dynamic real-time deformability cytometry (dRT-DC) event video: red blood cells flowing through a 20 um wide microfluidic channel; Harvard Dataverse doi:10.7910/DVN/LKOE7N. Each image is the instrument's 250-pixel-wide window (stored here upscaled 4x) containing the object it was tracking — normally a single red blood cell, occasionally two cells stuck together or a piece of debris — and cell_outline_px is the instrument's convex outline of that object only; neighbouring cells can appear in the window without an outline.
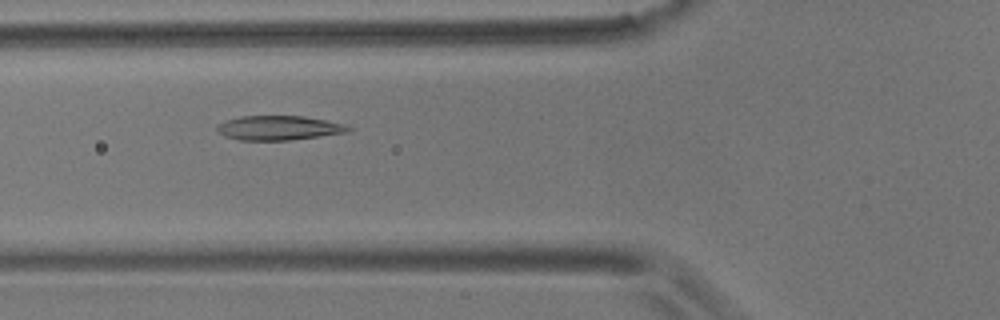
{"species": "common noctule bat (a hibernating species)", "species_latin": "Nyctalus noctula", "temperature_condition": "room temperature", "stored_images_in_passage": 7, "camera_frame_rate_fps": 3000, "um_per_image_px": 0.085, "animal": {"sex": "male", "body_mass_g": 17.9}, "frame": {"image": 1, "passage_image": 5, "time_ms": 5.333, "image_size_px": [1000, 320], "cell_outline_px": [[352, 128], [348, 132], [320, 136], [288, 140], [240, 140], [224, 136], [216, 128], [216, 124], [240, 116], [304, 116], [328, 120], [348, 124]], "centroid_in_image_um": [23.74, 10.86], "position_along_channel_um": 102.1, "area_um2": 18.73}}
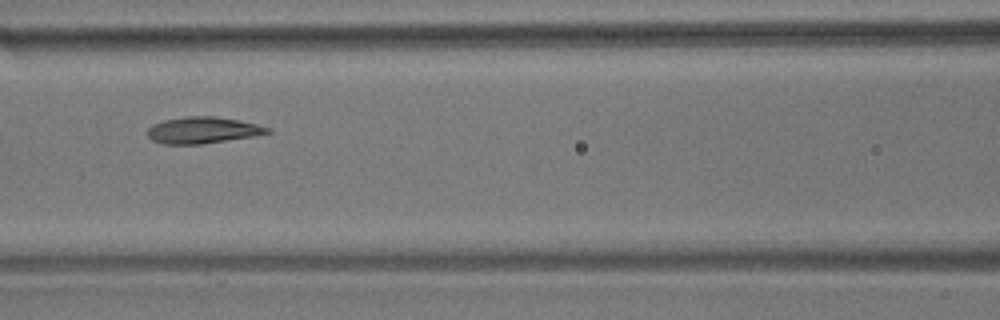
{"frame": {"image": 2, "passage_image": 6, "time_ms": 6.667, "image_size_px": [1000, 320], "cell_outline_px": [[272, 132], [256, 136], [204, 144], [164, 144], [152, 140], [148, 136], [148, 128], [152, 124], [164, 120], [188, 116], [216, 116], [256, 124], [272, 128]], "centroid_in_image_um": [17.26, 11.07], "position_along_channel_um": 149.3, "area_um2": 18.61}}
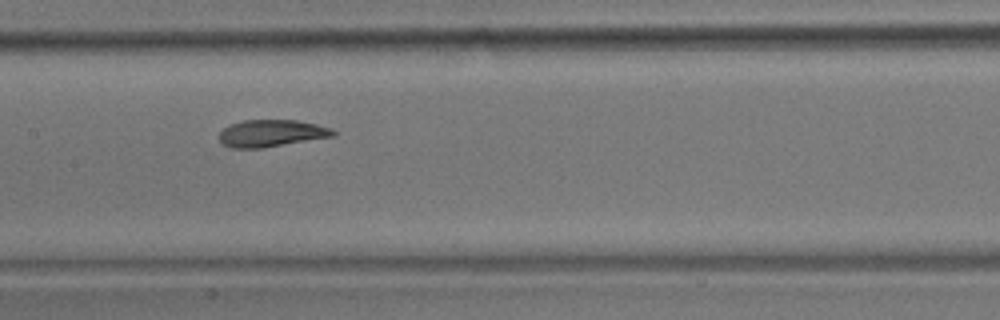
{"frame": {"image": 3, "passage_image": 7, "time_ms": 7.667, "image_size_px": [1000, 320], "cell_outline_px": [[336, 136], [260, 148], [232, 148], [224, 144], [220, 140], [220, 132], [228, 124], [244, 120], [296, 120], [316, 124], [332, 128], [336, 132]], "centroid_in_image_um": [23.09, 11.32], "position_along_channel_um": 184.3, "area_um2": 17.92}}